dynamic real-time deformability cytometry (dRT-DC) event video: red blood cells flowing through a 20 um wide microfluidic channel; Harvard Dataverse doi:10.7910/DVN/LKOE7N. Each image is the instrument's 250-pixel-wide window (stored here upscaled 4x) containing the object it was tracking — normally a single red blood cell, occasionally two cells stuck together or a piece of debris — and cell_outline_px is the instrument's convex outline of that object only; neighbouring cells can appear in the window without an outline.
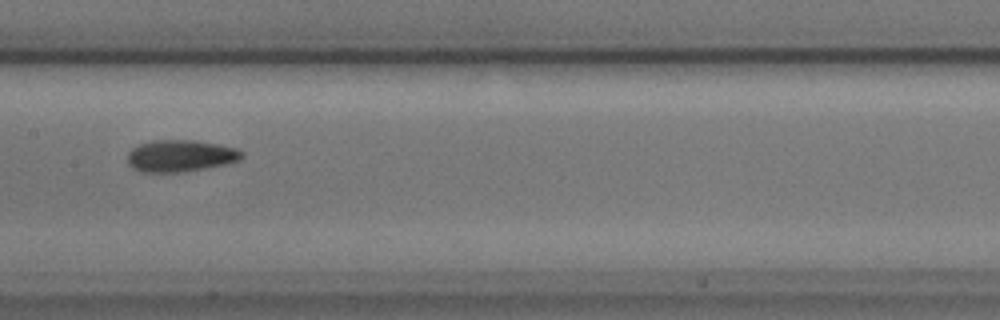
{"species": "common noctule bat (a hibernating species)", "species_latin": "Nyctalus noctula", "temperature_condition": "cold", "stored_images_in_passage": 6, "camera_frame_rate_fps": 3000, "um_per_image_px": 0.085, "animal": {"sex": "male", "body_mass_g": 17.9, "forearm_length_mm": 54.2}, "frame": {"image": 1, "passage_image": 5, "time_ms": 4.667, "image_size_px": [1000, 320], "cell_outline_px": [[244, 156], [240, 160], [224, 164], [184, 172], [144, 172], [132, 168], [128, 164], [128, 152], [132, 148], [140, 144], [152, 140], [196, 140], [236, 148], [244, 152]], "centroid_in_image_um": [15.33, 13.24], "position_along_channel_um": 192.1, "area_um2": 21.21}}
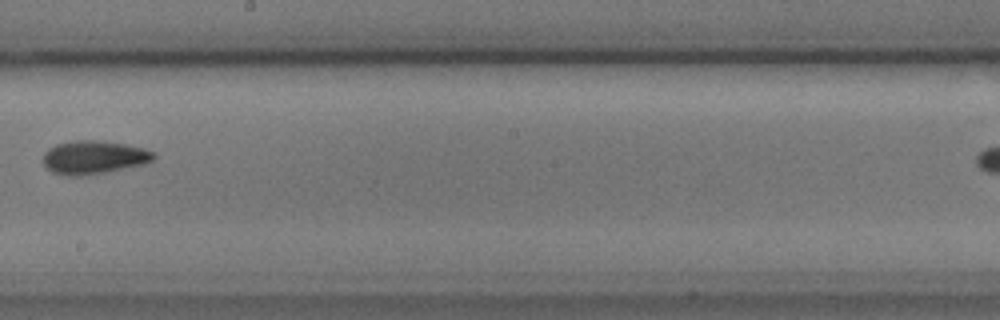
{"frame": {"image": 2, "passage_image": 6, "time_ms": 6.0, "image_size_px": [1000, 320], "cell_outline_px": [[156, 156], [152, 160], [144, 164], [108, 172], [80, 176], [64, 176], [52, 172], [44, 164], [44, 152], [48, 148], [56, 144], [76, 140], [96, 140], [124, 144], [144, 148], [156, 152]], "centroid_in_image_um": [7.98, 13.38], "position_along_channel_um": 240.2, "area_um2": 21.62}}